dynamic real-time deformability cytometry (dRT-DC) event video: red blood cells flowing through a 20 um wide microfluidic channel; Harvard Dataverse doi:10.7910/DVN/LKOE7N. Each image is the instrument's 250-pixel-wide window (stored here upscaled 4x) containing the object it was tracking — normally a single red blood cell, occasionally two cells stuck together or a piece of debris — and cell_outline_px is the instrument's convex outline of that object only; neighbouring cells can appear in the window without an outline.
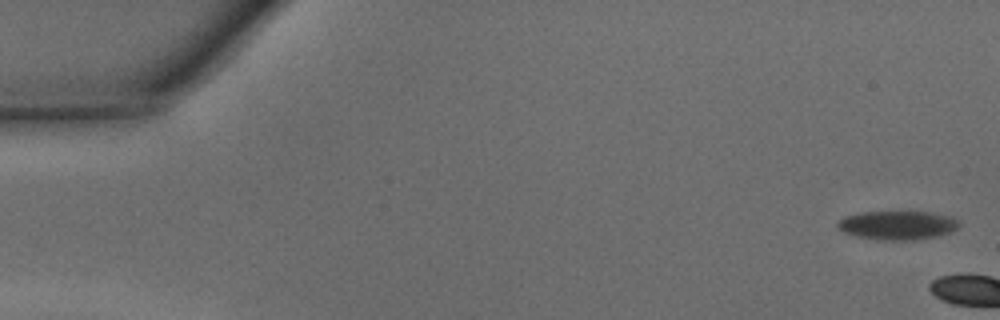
{"species": "common noctule bat (a hibernating species)", "species_latin": "Nyctalus noctula", "temperature_condition": "warm", "stored_images_in_passage": 3, "camera_frame_rate_fps": 3000, "um_per_image_px": 0.085, "animal": {"sex": "male", "body_mass_g": 15.6}, "frame": {"image": 1, "passage_image": 1, "time_ms": 0.0, "image_size_px": [1000, 320], "cell_outline_px": [[960, 224], [956, 228], [948, 232], [936, 236], [912, 240], [876, 240], [856, 236], [844, 232], [836, 224], [844, 216], [864, 212], [928, 212], [952, 216], [960, 220]], "centroid_in_image_um": [76.29, 19.14], "position_along_channel_um": 8.7, "area_um2": 20.29}}